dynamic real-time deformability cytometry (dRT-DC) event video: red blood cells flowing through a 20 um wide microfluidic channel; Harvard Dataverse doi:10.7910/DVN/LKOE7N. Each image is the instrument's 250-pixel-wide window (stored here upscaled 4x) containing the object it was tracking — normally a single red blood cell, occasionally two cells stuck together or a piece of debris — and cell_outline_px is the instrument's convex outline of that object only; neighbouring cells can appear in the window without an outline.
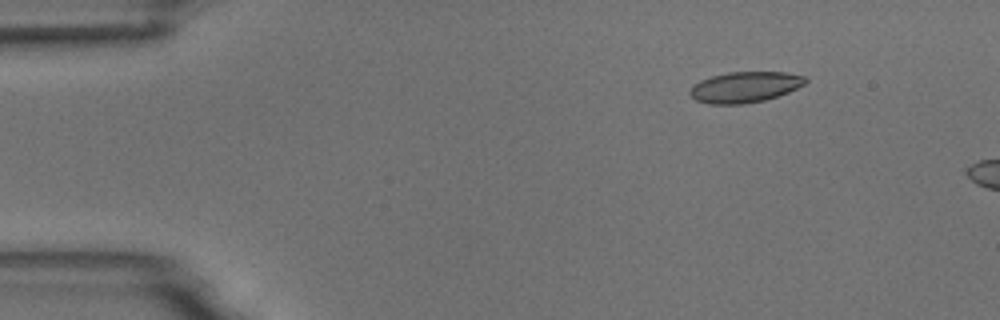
{"species": "common noctule bat (a hibernating species)", "species_latin": "Nyctalus noctula", "temperature_condition": "room temperature", "stored_images_in_passage": 4, "camera_frame_rate_fps": 3000, "um_per_image_px": 0.085, "animal": {"sex": "male", "body_mass_g": 18.8}, "frame": {"image": 1, "passage_image": 2, "time_ms": 1.0, "image_size_px": [1000, 320], "cell_outline_px": [[808, 80], [804, 84], [788, 92], [764, 100], [744, 104], [708, 104], [696, 100], [688, 92], [700, 80], [712, 76], [728, 72], [784, 72], [804, 76]], "centroid_in_image_um": [63.31, 7.4], "position_along_channel_um": 21.7, "area_um2": 20.52}}